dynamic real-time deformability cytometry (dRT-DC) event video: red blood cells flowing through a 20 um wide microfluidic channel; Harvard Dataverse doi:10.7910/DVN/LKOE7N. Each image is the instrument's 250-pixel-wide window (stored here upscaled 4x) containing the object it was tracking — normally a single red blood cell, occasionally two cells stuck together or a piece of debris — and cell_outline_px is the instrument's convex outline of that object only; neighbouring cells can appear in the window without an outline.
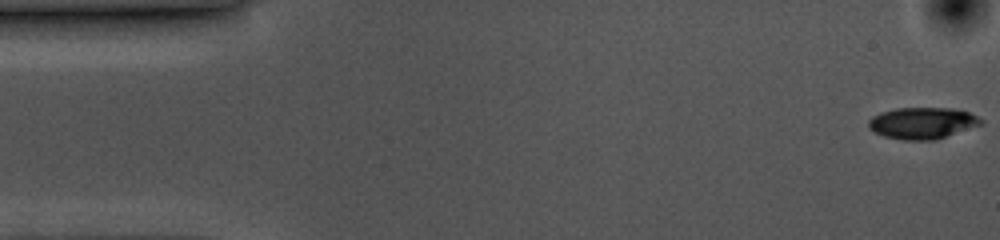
{"species": "common noctule bat (a hibernating species)", "species_latin": "Nyctalus noctula", "temperature_condition": "cold", "stored_images_in_passage": 55, "camera_frame_rate_fps": 3000, "um_per_image_px": 0.085, "animal": {"sex": "female", "body_mass_g": 10.0, "forearm_length_mm": 53.1}, "frame": {"image": 1, "passage_image": 1, "time_ms": 0.0, "image_size_px": [1000, 240], "cell_outline_px": [[984, 124], [936, 140], [900, 140], [884, 136], [868, 128], [868, 120], [872, 116], [880, 112], [896, 108], [952, 108], [968, 112], [984, 120]], "centroid_in_image_um": [78.41, 10.46], "position_along_channel_um": 6.6, "area_um2": 20.87}}
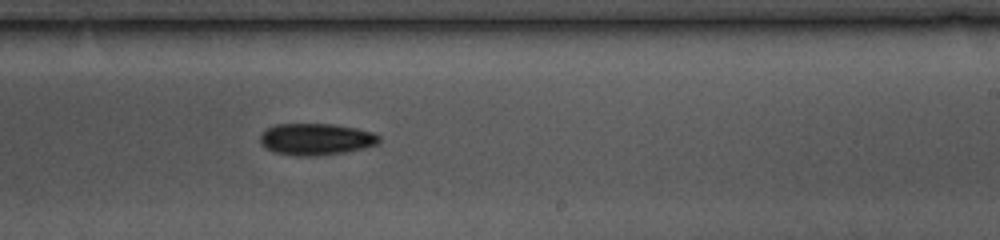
{"frame": {"image": 2, "passage_image": 32, "time_ms": 10.333, "image_size_px": [1000, 240], "cell_outline_px": [[380, 140], [376, 144], [364, 148], [344, 152], [312, 156], [296, 156], [276, 152], [260, 144], [260, 132], [276, 124], [332, 124], [356, 128], [372, 132], [380, 136]], "centroid_in_image_um": [26.84, 11.82], "position_along_channel_um": 262.2, "area_um2": 21.85}}
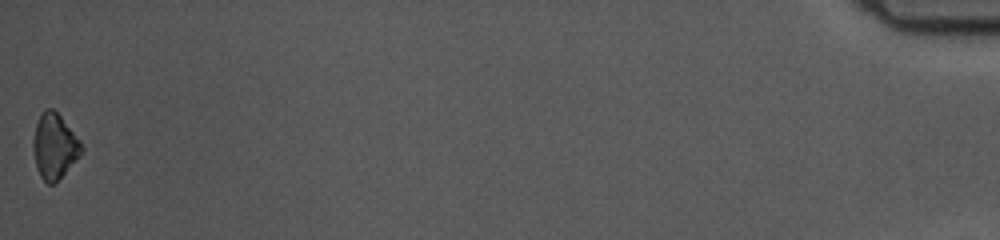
{"frame": {"image": 3, "passage_image": 55, "time_ms": 18.0, "image_size_px": [1000, 240], "cell_outline_px": [[84, 148], [80, 156], [52, 184], [48, 184], [40, 176], [36, 164], [32, 148], [32, 140], [36, 124], [40, 116], [48, 108], [52, 108], [60, 116], [80, 140]], "centroid_in_image_um": [4.62, 12.42], "position_along_channel_um": 430.6, "area_um2": 17.92}, "authors_computed_cell_mechanics": {"area_um2": 21.2704, "velocity_mm_per_s": 3.5689, "shape_relaxation_time_tau1_ms": 3.1729, "shape_relaxation_time_tau2_ms": null, "deformation_change_tau1": 0.0941, "deformation_change_tau2": null}}